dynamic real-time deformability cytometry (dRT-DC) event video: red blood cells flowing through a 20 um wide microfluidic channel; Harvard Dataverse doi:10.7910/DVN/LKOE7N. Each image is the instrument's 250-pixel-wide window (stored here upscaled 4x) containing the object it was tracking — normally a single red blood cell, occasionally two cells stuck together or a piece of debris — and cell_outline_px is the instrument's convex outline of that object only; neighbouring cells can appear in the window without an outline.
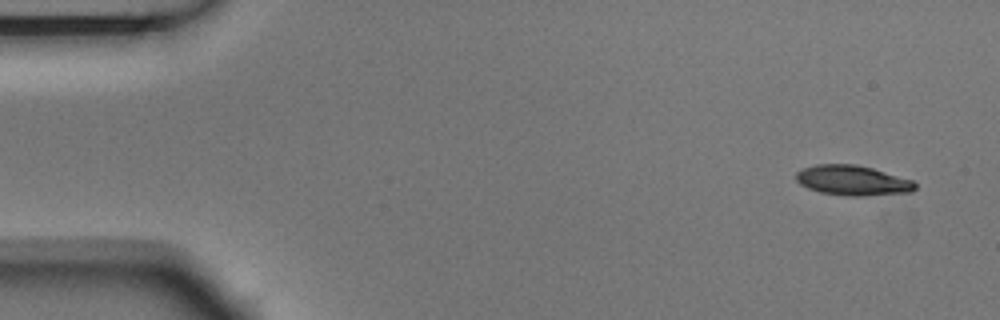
{"species": "Egyptian fruit bat (a non-hibernating species)", "species_latin": "Rousettus aegyptiacus", "temperature_condition": "room temperature", "stored_images_in_passage": 5, "camera_frame_rate_fps": 3000, "um_per_image_px": 0.085, "animal": {"sex": "male"}, "frame": {"image": 1, "passage_image": 1, "time_ms": 0.0, "image_size_px": [1000, 320], "cell_outline_px": [[916, 188], [912, 192], [868, 196], [848, 196], [820, 192], [808, 188], [800, 184], [796, 180], [796, 172], [804, 168], [816, 164], [856, 164], [872, 168], [912, 180], [916, 184]], "centroid_in_image_um": [72.47, 15.34], "position_along_channel_um": 12.5, "area_um2": 20.87}}
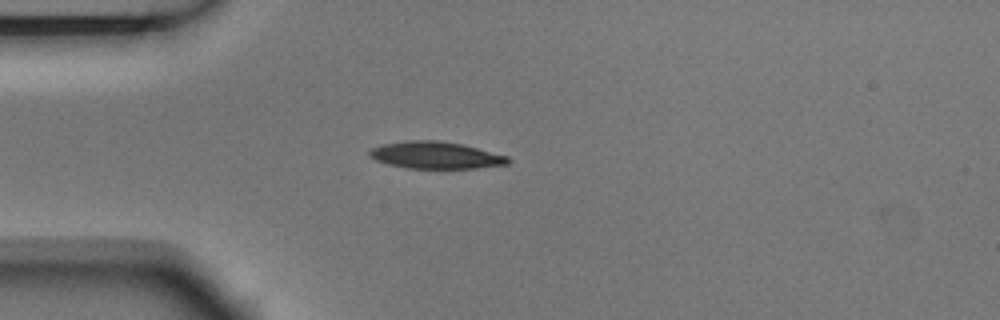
{"frame": {"image": 2, "passage_image": 4, "time_ms": 1.0, "image_size_px": [1000, 320], "cell_outline_px": [[512, 160], [508, 164], [476, 168], [408, 168], [388, 164], [376, 160], [368, 156], [368, 152], [372, 148], [380, 144], [408, 140], [436, 140], [464, 144], [508, 156]], "centroid_in_image_um": [37.03, 13.18], "position_along_channel_um": 48.0, "area_um2": 21.96}}